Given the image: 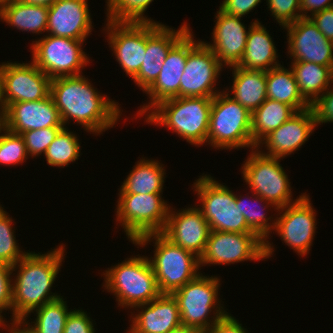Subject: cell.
<instances>
[{
	"instance_id": "obj_1",
	"label": "cell",
	"mask_w": 333,
	"mask_h": 333,
	"mask_svg": "<svg viewBox=\"0 0 333 333\" xmlns=\"http://www.w3.org/2000/svg\"><path fill=\"white\" fill-rule=\"evenodd\" d=\"M85 75L61 76L51 80L50 96L64 127L70 119L90 134H103L122 116L118 102L100 93Z\"/></svg>"
},
{
	"instance_id": "obj_2",
	"label": "cell",
	"mask_w": 333,
	"mask_h": 333,
	"mask_svg": "<svg viewBox=\"0 0 333 333\" xmlns=\"http://www.w3.org/2000/svg\"><path fill=\"white\" fill-rule=\"evenodd\" d=\"M64 244L47 253L28 252L12 266V316L11 321L27 320L34 310L59 299L61 294L51 292L61 271Z\"/></svg>"
},
{
	"instance_id": "obj_3",
	"label": "cell",
	"mask_w": 333,
	"mask_h": 333,
	"mask_svg": "<svg viewBox=\"0 0 333 333\" xmlns=\"http://www.w3.org/2000/svg\"><path fill=\"white\" fill-rule=\"evenodd\" d=\"M213 98L174 97L163 100L145 116L146 124L163 126L194 146L207 143Z\"/></svg>"
},
{
	"instance_id": "obj_4",
	"label": "cell",
	"mask_w": 333,
	"mask_h": 333,
	"mask_svg": "<svg viewBox=\"0 0 333 333\" xmlns=\"http://www.w3.org/2000/svg\"><path fill=\"white\" fill-rule=\"evenodd\" d=\"M102 275V288L115 296L117 307L134 310L135 306L149 303L161 294L148 256L132 255L108 267Z\"/></svg>"
},
{
	"instance_id": "obj_5",
	"label": "cell",
	"mask_w": 333,
	"mask_h": 333,
	"mask_svg": "<svg viewBox=\"0 0 333 333\" xmlns=\"http://www.w3.org/2000/svg\"><path fill=\"white\" fill-rule=\"evenodd\" d=\"M151 242L154 255L148 259L161 294H172L200 274L199 257L172 243L161 232L143 235L133 244L143 248Z\"/></svg>"
},
{
	"instance_id": "obj_6",
	"label": "cell",
	"mask_w": 333,
	"mask_h": 333,
	"mask_svg": "<svg viewBox=\"0 0 333 333\" xmlns=\"http://www.w3.org/2000/svg\"><path fill=\"white\" fill-rule=\"evenodd\" d=\"M220 280L218 276L200 273L172 293L177 301L183 326L196 328L205 333L228 313L218 296Z\"/></svg>"
},
{
	"instance_id": "obj_7",
	"label": "cell",
	"mask_w": 333,
	"mask_h": 333,
	"mask_svg": "<svg viewBox=\"0 0 333 333\" xmlns=\"http://www.w3.org/2000/svg\"><path fill=\"white\" fill-rule=\"evenodd\" d=\"M252 113L222 90L213 97L207 145L219 150L255 149L251 136Z\"/></svg>"
},
{
	"instance_id": "obj_8",
	"label": "cell",
	"mask_w": 333,
	"mask_h": 333,
	"mask_svg": "<svg viewBox=\"0 0 333 333\" xmlns=\"http://www.w3.org/2000/svg\"><path fill=\"white\" fill-rule=\"evenodd\" d=\"M199 199L197 208L208 222L210 231L254 233L239 209L235 192L204 173L193 182ZM199 206V207H198Z\"/></svg>"
},
{
	"instance_id": "obj_9",
	"label": "cell",
	"mask_w": 333,
	"mask_h": 333,
	"mask_svg": "<svg viewBox=\"0 0 333 333\" xmlns=\"http://www.w3.org/2000/svg\"><path fill=\"white\" fill-rule=\"evenodd\" d=\"M162 194L118 193L115 222L121 225L130 242L164 230L170 205Z\"/></svg>"
},
{
	"instance_id": "obj_10",
	"label": "cell",
	"mask_w": 333,
	"mask_h": 333,
	"mask_svg": "<svg viewBox=\"0 0 333 333\" xmlns=\"http://www.w3.org/2000/svg\"><path fill=\"white\" fill-rule=\"evenodd\" d=\"M241 166V174L250 190L277 209L298 201L305 193L293 199L290 179L280 164L282 158L265 156L257 148L249 150Z\"/></svg>"
},
{
	"instance_id": "obj_11",
	"label": "cell",
	"mask_w": 333,
	"mask_h": 333,
	"mask_svg": "<svg viewBox=\"0 0 333 333\" xmlns=\"http://www.w3.org/2000/svg\"><path fill=\"white\" fill-rule=\"evenodd\" d=\"M84 42L46 34L32 41L31 59L51 79L81 75L83 68L91 63L89 55L83 51Z\"/></svg>"
},
{
	"instance_id": "obj_12",
	"label": "cell",
	"mask_w": 333,
	"mask_h": 333,
	"mask_svg": "<svg viewBox=\"0 0 333 333\" xmlns=\"http://www.w3.org/2000/svg\"><path fill=\"white\" fill-rule=\"evenodd\" d=\"M191 32L190 29L189 54L180 80V97L213 98L222 92L215 85L225 67L204 41H196Z\"/></svg>"
},
{
	"instance_id": "obj_13",
	"label": "cell",
	"mask_w": 333,
	"mask_h": 333,
	"mask_svg": "<svg viewBox=\"0 0 333 333\" xmlns=\"http://www.w3.org/2000/svg\"><path fill=\"white\" fill-rule=\"evenodd\" d=\"M264 259V241L255 233L210 231L199 265L201 268Z\"/></svg>"
},
{
	"instance_id": "obj_14",
	"label": "cell",
	"mask_w": 333,
	"mask_h": 333,
	"mask_svg": "<svg viewBox=\"0 0 333 333\" xmlns=\"http://www.w3.org/2000/svg\"><path fill=\"white\" fill-rule=\"evenodd\" d=\"M310 196L305 194L296 202L278 209L273 231L297 255L307 256L316 233V210ZM279 216V217H278Z\"/></svg>"
},
{
	"instance_id": "obj_15",
	"label": "cell",
	"mask_w": 333,
	"mask_h": 333,
	"mask_svg": "<svg viewBox=\"0 0 333 333\" xmlns=\"http://www.w3.org/2000/svg\"><path fill=\"white\" fill-rule=\"evenodd\" d=\"M29 62L0 63L2 99L5 108L12 103L42 100L50 95L52 79L33 61Z\"/></svg>"
},
{
	"instance_id": "obj_16",
	"label": "cell",
	"mask_w": 333,
	"mask_h": 333,
	"mask_svg": "<svg viewBox=\"0 0 333 333\" xmlns=\"http://www.w3.org/2000/svg\"><path fill=\"white\" fill-rule=\"evenodd\" d=\"M102 29L119 66L133 79L146 53V21H106Z\"/></svg>"
},
{
	"instance_id": "obj_17",
	"label": "cell",
	"mask_w": 333,
	"mask_h": 333,
	"mask_svg": "<svg viewBox=\"0 0 333 333\" xmlns=\"http://www.w3.org/2000/svg\"><path fill=\"white\" fill-rule=\"evenodd\" d=\"M183 22L178 30L161 22L146 21V50L138 74L132 79L143 93L155 82L170 49L190 30Z\"/></svg>"
},
{
	"instance_id": "obj_18",
	"label": "cell",
	"mask_w": 333,
	"mask_h": 333,
	"mask_svg": "<svg viewBox=\"0 0 333 333\" xmlns=\"http://www.w3.org/2000/svg\"><path fill=\"white\" fill-rule=\"evenodd\" d=\"M287 31V53L291 61L329 66L333 70V42L329 41L310 18H299L282 30Z\"/></svg>"
},
{
	"instance_id": "obj_19",
	"label": "cell",
	"mask_w": 333,
	"mask_h": 333,
	"mask_svg": "<svg viewBox=\"0 0 333 333\" xmlns=\"http://www.w3.org/2000/svg\"><path fill=\"white\" fill-rule=\"evenodd\" d=\"M189 54V31L170 49L155 82L144 92L149 101L141 105L135 117L146 116L159 102L180 97V80Z\"/></svg>"
},
{
	"instance_id": "obj_20",
	"label": "cell",
	"mask_w": 333,
	"mask_h": 333,
	"mask_svg": "<svg viewBox=\"0 0 333 333\" xmlns=\"http://www.w3.org/2000/svg\"><path fill=\"white\" fill-rule=\"evenodd\" d=\"M313 109L296 112L290 119L267 135L256 147L265 156L286 158L298 151L316 129ZM264 145V147H263ZM267 150V153L262 149Z\"/></svg>"
},
{
	"instance_id": "obj_21",
	"label": "cell",
	"mask_w": 333,
	"mask_h": 333,
	"mask_svg": "<svg viewBox=\"0 0 333 333\" xmlns=\"http://www.w3.org/2000/svg\"><path fill=\"white\" fill-rule=\"evenodd\" d=\"M161 233L172 243L200 258L205 250L210 228L197 206H188L177 212L170 206L167 222Z\"/></svg>"
},
{
	"instance_id": "obj_22",
	"label": "cell",
	"mask_w": 333,
	"mask_h": 333,
	"mask_svg": "<svg viewBox=\"0 0 333 333\" xmlns=\"http://www.w3.org/2000/svg\"><path fill=\"white\" fill-rule=\"evenodd\" d=\"M88 0H57L48 7L47 35L86 41L94 27Z\"/></svg>"
},
{
	"instance_id": "obj_23",
	"label": "cell",
	"mask_w": 333,
	"mask_h": 333,
	"mask_svg": "<svg viewBox=\"0 0 333 333\" xmlns=\"http://www.w3.org/2000/svg\"><path fill=\"white\" fill-rule=\"evenodd\" d=\"M215 13V26L212 32L213 42H204L226 68L237 65L243 56L249 33L242 17L229 15L220 8Z\"/></svg>"
},
{
	"instance_id": "obj_24",
	"label": "cell",
	"mask_w": 333,
	"mask_h": 333,
	"mask_svg": "<svg viewBox=\"0 0 333 333\" xmlns=\"http://www.w3.org/2000/svg\"><path fill=\"white\" fill-rule=\"evenodd\" d=\"M134 309L138 312L129 315L132 320L127 333H168L182 325L178 304L172 294H160Z\"/></svg>"
},
{
	"instance_id": "obj_25",
	"label": "cell",
	"mask_w": 333,
	"mask_h": 333,
	"mask_svg": "<svg viewBox=\"0 0 333 333\" xmlns=\"http://www.w3.org/2000/svg\"><path fill=\"white\" fill-rule=\"evenodd\" d=\"M7 129L21 134L48 127H64L53 99L48 97L27 102H16L6 108Z\"/></svg>"
},
{
	"instance_id": "obj_26",
	"label": "cell",
	"mask_w": 333,
	"mask_h": 333,
	"mask_svg": "<svg viewBox=\"0 0 333 333\" xmlns=\"http://www.w3.org/2000/svg\"><path fill=\"white\" fill-rule=\"evenodd\" d=\"M249 25L246 47L237 66L247 70L268 71L281 65L274 40L267 28L258 19Z\"/></svg>"
},
{
	"instance_id": "obj_27",
	"label": "cell",
	"mask_w": 333,
	"mask_h": 333,
	"mask_svg": "<svg viewBox=\"0 0 333 333\" xmlns=\"http://www.w3.org/2000/svg\"><path fill=\"white\" fill-rule=\"evenodd\" d=\"M229 68L233 84L231 90L227 87L224 91L252 113L267 99L266 71L247 70L237 65Z\"/></svg>"
},
{
	"instance_id": "obj_28",
	"label": "cell",
	"mask_w": 333,
	"mask_h": 333,
	"mask_svg": "<svg viewBox=\"0 0 333 333\" xmlns=\"http://www.w3.org/2000/svg\"><path fill=\"white\" fill-rule=\"evenodd\" d=\"M252 195L249 196L248 194ZM244 197V198H243ZM236 202H239V209L244 216L247 225L249 228L261 239L264 241V255L265 259H269L275 249L273 248V243L271 244L268 240L270 239L269 235L272 233L275 223L276 217H267L266 212H262L263 210L268 211V208H274V211H278V209L271 204L270 202L263 199L261 196H258L253 191L248 192L246 196L235 194ZM252 201V202H250ZM251 203V204H250ZM263 203V204H261ZM259 204V207L257 206ZM252 205V206H251Z\"/></svg>"
},
{
	"instance_id": "obj_29",
	"label": "cell",
	"mask_w": 333,
	"mask_h": 333,
	"mask_svg": "<svg viewBox=\"0 0 333 333\" xmlns=\"http://www.w3.org/2000/svg\"><path fill=\"white\" fill-rule=\"evenodd\" d=\"M120 186L119 193H163L166 168L158 160L142 157L132 167Z\"/></svg>"
},
{
	"instance_id": "obj_30",
	"label": "cell",
	"mask_w": 333,
	"mask_h": 333,
	"mask_svg": "<svg viewBox=\"0 0 333 333\" xmlns=\"http://www.w3.org/2000/svg\"><path fill=\"white\" fill-rule=\"evenodd\" d=\"M0 19L19 31L42 35L47 28L48 7L11 0L0 4Z\"/></svg>"
},
{
	"instance_id": "obj_31",
	"label": "cell",
	"mask_w": 333,
	"mask_h": 333,
	"mask_svg": "<svg viewBox=\"0 0 333 333\" xmlns=\"http://www.w3.org/2000/svg\"><path fill=\"white\" fill-rule=\"evenodd\" d=\"M266 85L269 99L288 104L297 112L311 107L301 95L291 67L282 64L266 71Z\"/></svg>"
},
{
	"instance_id": "obj_32",
	"label": "cell",
	"mask_w": 333,
	"mask_h": 333,
	"mask_svg": "<svg viewBox=\"0 0 333 333\" xmlns=\"http://www.w3.org/2000/svg\"><path fill=\"white\" fill-rule=\"evenodd\" d=\"M290 67L301 95L310 105L333 84V70L329 66L292 61Z\"/></svg>"
},
{
	"instance_id": "obj_33",
	"label": "cell",
	"mask_w": 333,
	"mask_h": 333,
	"mask_svg": "<svg viewBox=\"0 0 333 333\" xmlns=\"http://www.w3.org/2000/svg\"><path fill=\"white\" fill-rule=\"evenodd\" d=\"M296 112L288 104L267 98L260 107L252 112L251 136L253 144L257 147L267 135L290 119Z\"/></svg>"
},
{
	"instance_id": "obj_34",
	"label": "cell",
	"mask_w": 333,
	"mask_h": 333,
	"mask_svg": "<svg viewBox=\"0 0 333 333\" xmlns=\"http://www.w3.org/2000/svg\"><path fill=\"white\" fill-rule=\"evenodd\" d=\"M68 307L67 301L62 296L31 312H35L36 316L33 322H29L30 320L23 322L33 333H63L66 319L73 310Z\"/></svg>"
},
{
	"instance_id": "obj_35",
	"label": "cell",
	"mask_w": 333,
	"mask_h": 333,
	"mask_svg": "<svg viewBox=\"0 0 333 333\" xmlns=\"http://www.w3.org/2000/svg\"><path fill=\"white\" fill-rule=\"evenodd\" d=\"M75 132L63 127L56 135L53 142L48 146L44 158L51 167H67L75 162L81 155V142Z\"/></svg>"
},
{
	"instance_id": "obj_36",
	"label": "cell",
	"mask_w": 333,
	"mask_h": 333,
	"mask_svg": "<svg viewBox=\"0 0 333 333\" xmlns=\"http://www.w3.org/2000/svg\"><path fill=\"white\" fill-rule=\"evenodd\" d=\"M1 204V203H0ZM0 205V262L9 266L18 263L28 251H22L15 236L14 221ZM13 223V224H12ZM13 225V226H12Z\"/></svg>"
},
{
	"instance_id": "obj_37",
	"label": "cell",
	"mask_w": 333,
	"mask_h": 333,
	"mask_svg": "<svg viewBox=\"0 0 333 333\" xmlns=\"http://www.w3.org/2000/svg\"><path fill=\"white\" fill-rule=\"evenodd\" d=\"M154 0H106V20L158 22L144 14Z\"/></svg>"
},
{
	"instance_id": "obj_38",
	"label": "cell",
	"mask_w": 333,
	"mask_h": 333,
	"mask_svg": "<svg viewBox=\"0 0 333 333\" xmlns=\"http://www.w3.org/2000/svg\"><path fill=\"white\" fill-rule=\"evenodd\" d=\"M27 159L29 157L22 136L7 129L0 138V165L18 166Z\"/></svg>"
},
{
	"instance_id": "obj_39",
	"label": "cell",
	"mask_w": 333,
	"mask_h": 333,
	"mask_svg": "<svg viewBox=\"0 0 333 333\" xmlns=\"http://www.w3.org/2000/svg\"><path fill=\"white\" fill-rule=\"evenodd\" d=\"M63 127H48L39 130H30L21 133L28 156L33 158L45 154L48 146L53 142Z\"/></svg>"
},
{
	"instance_id": "obj_40",
	"label": "cell",
	"mask_w": 333,
	"mask_h": 333,
	"mask_svg": "<svg viewBox=\"0 0 333 333\" xmlns=\"http://www.w3.org/2000/svg\"><path fill=\"white\" fill-rule=\"evenodd\" d=\"M272 17L283 28L302 18L301 0H266Z\"/></svg>"
},
{
	"instance_id": "obj_41",
	"label": "cell",
	"mask_w": 333,
	"mask_h": 333,
	"mask_svg": "<svg viewBox=\"0 0 333 333\" xmlns=\"http://www.w3.org/2000/svg\"><path fill=\"white\" fill-rule=\"evenodd\" d=\"M73 309L68 315L63 333H95L93 320L87 311Z\"/></svg>"
},
{
	"instance_id": "obj_42",
	"label": "cell",
	"mask_w": 333,
	"mask_h": 333,
	"mask_svg": "<svg viewBox=\"0 0 333 333\" xmlns=\"http://www.w3.org/2000/svg\"><path fill=\"white\" fill-rule=\"evenodd\" d=\"M316 125L333 123V85L330 86L312 105Z\"/></svg>"
},
{
	"instance_id": "obj_43",
	"label": "cell",
	"mask_w": 333,
	"mask_h": 333,
	"mask_svg": "<svg viewBox=\"0 0 333 333\" xmlns=\"http://www.w3.org/2000/svg\"><path fill=\"white\" fill-rule=\"evenodd\" d=\"M12 266L0 262V314L10 310L12 314Z\"/></svg>"
},
{
	"instance_id": "obj_44",
	"label": "cell",
	"mask_w": 333,
	"mask_h": 333,
	"mask_svg": "<svg viewBox=\"0 0 333 333\" xmlns=\"http://www.w3.org/2000/svg\"><path fill=\"white\" fill-rule=\"evenodd\" d=\"M261 0H224L220 4L219 8L233 16L242 17L249 14L252 10H255Z\"/></svg>"
},
{
	"instance_id": "obj_45",
	"label": "cell",
	"mask_w": 333,
	"mask_h": 333,
	"mask_svg": "<svg viewBox=\"0 0 333 333\" xmlns=\"http://www.w3.org/2000/svg\"><path fill=\"white\" fill-rule=\"evenodd\" d=\"M318 30L333 42V6L309 17Z\"/></svg>"
},
{
	"instance_id": "obj_46",
	"label": "cell",
	"mask_w": 333,
	"mask_h": 333,
	"mask_svg": "<svg viewBox=\"0 0 333 333\" xmlns=\"http://www.w3.org/2000/svg\"><path fill=\"white\" fill-rule=\"evenodd\" d=\"M205 333H249L232 314L227 313L221 317L215 325Z\"/></svg>"
},
{
	"instance_id": "obj_47",
	"label": "cell",
	"mask_w": 333,
	"mask_h": 333,
	"mask_svg": "<svg viewBox=\"0 0 333 333\" xmlns=\"http://www.w3.org/2000/svg\"><path fill=\"white\" fill-rule=\"evenodd\" d=\"M333 6V0H301L302 17L309 18Z\"/></svg>"
},
{
	"instance_id": "obj_48",
	"label": "cell",
	"mask_w": 333,
	"mask_h": 333,
	"mask_svg": "<svg viewBox=\"0 0 333 333\" xmlns=\"http://www.w3.org/2000/svg\"><path fill=\"white\" fill-rule=\"evenodd\" d=\"M11 325V326H10ZM4 330L8 331L9 333H33L31 329H29L23 321H11V323H5L3 328ZM7 332V333H8Z\"/></svg>"
},
{
	"instance_id": "obj_49",
	"label": "cell",
	"mask_w": 333,
	"mask_h": 333,
	"mask_svg": "<svg viewBox=\"0 0 333 333\" xmlns=\"http://www.w3.org/2000/svg\"><path fill=\"white\" fill-rule=\"evenodd\" d=\"M20 1L23 2V3H26V4L50 7L57 0H20Z\"/></svg>"
},
{
	"instance_id": "obj_50",
	"label": "cell",
	"mask_w": 333,
	"mask_h": 333,
	"mask_svg": "<svg viewBox=\"0 0 333 333\" xmlns=\"http://www.w3.org/2000/svg\"><path fill=\"white\" fill-rule=\"evenodd\" d=\"M168 333H202V332L196 328L181 325L178 328L169 331Z\"/></svg>"
},
{
	"instance_id": "obj_51",
	"label": "cell",
	"mask_w": 333,
	"mask_h": 333,
	"mask_svg": "<svg viewBox=\"0 0 333 333\" xmlns=\"http://www.w3.org/2000/svg\"><path fill=\"white\" fill-rule=\"evenodd\" d=\"M7 130L6 110H0V138Z\"/></svg>"
},
{
	"instance_id": "obj_52",
	"label": "cell",
	"mask_w": 333,
	"mask_h": 333,
	"mask_svg": "<svg viewBox=\"0 0 333 333\" xmlns=\"http://www.w3.org/2000/svg\"><path fill=\"white\" fill-rule=\"evenodd\" d=\"M0 110H6L3 99H2V79L0 73Z\"/></svg>"
},
{
	"instance_id": "obj_53",
	"label": "cell",
	"mask_w": 333,
	"mask_h": 333,
	"mask_svg": "<svg viewBox=\"0 0 333 333\" xmlns=\"http://www.w3.org/2000/svg\"><path fill=\"white\" fill-rule=\"evenodd\" d=\"M6 318H4L1 314H0V328L2 327V330L5 326V323L9 322V321H5Z\"/></svg>"
},
{
	"instance_id": "obj_54",
	"label": "cell",
	"mask_w": 333,
	"mask_h": 333,
	"mask_svg": "<svg viewBox=\"0 0 333 333\" xmlns=\"http://www.w3.org/2000/svg\"><path fill=\"white\" fill-rule=\"evenodd\" d=\"M8 1H11V0H0V4H2L4 2H8Z\"/></svg>"
}]
</instances>
